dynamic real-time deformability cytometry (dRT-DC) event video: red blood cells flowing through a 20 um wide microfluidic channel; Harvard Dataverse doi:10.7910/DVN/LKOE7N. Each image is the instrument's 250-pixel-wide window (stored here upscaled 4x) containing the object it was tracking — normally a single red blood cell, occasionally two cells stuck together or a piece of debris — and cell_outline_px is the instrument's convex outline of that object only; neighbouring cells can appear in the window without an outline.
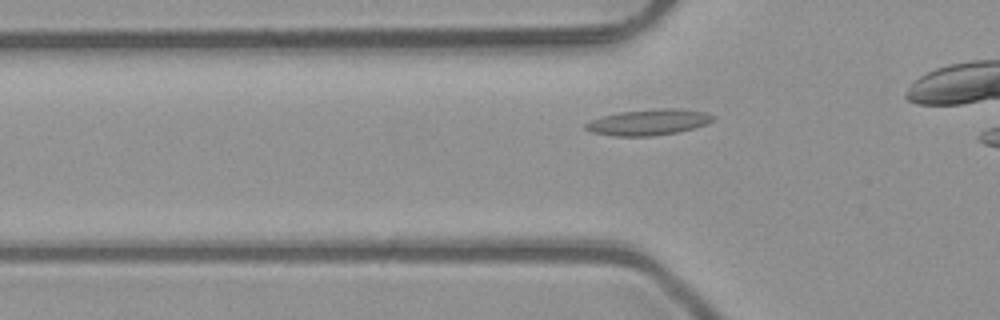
{"species": "common noctule bat (a hibernating species)", "species_latin": "Nyctalus noctula", "temperature_condition": "room temperature", "stored_images_in_passage": 6, "camera_frame_rate_fps": 3000, "um_per_image_px": 0.085, "animal": {"sex": "male", "body_mass_g": 23.1, "forearm_length_mm": 52.7}, "frame": {"image": 1, "passage_image": 5, "time_ms": 1.333, "image_size_px": [1000, 320], "cell_outline_px": [[716, 116], [712, 120], [704, 124], [692, 128], [676, 132], [652, 136], [616, 136], [592, 132], [584, 128], [584, 124], [600, 116], [620, 112], [660, 108], [680, 108], [704, 112]], "centroid_in_image_um": [55.1, 10.38], "position_along_channel_um": 70.7, "area_um2": 19.07}}